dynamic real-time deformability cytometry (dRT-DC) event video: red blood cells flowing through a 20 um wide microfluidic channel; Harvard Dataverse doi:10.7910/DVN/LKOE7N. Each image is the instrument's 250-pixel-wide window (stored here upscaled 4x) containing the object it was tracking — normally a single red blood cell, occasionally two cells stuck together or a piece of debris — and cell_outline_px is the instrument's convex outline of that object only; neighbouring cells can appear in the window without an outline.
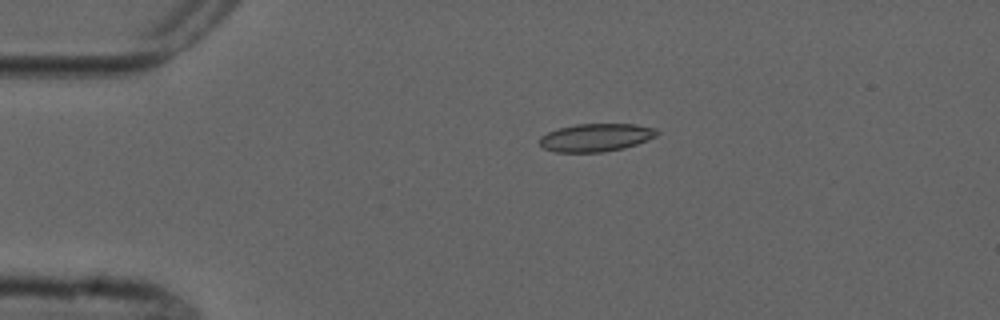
{"species": "common noctule bat (a hibernating species)", "species_latin": "Nyctalus noctula", "temperature_condition": "cold", "stored_images_in_passage": 4, "camera_frame_rate_fps": 3000, "um_per_image_px": 0.085, "animal": {"sex": "male", "forearm_length_mm": 52.5}, "frame": {"image": 1, "passage_image": 3, "time_ms": 3.0, "image_size_px": [1000, 320], "cell_outline_px": [[660, 132], [656, 136], [648, 140], [624, 148], [604, 152], [556, 152], [544, 148], [540, 144], [540, 136], [548, 132], [560, 128], [576, 124], [636, 124], [656, 128]], "centroid_in_image_um": [50.69, 11.69], "position_along_channel_um": 34.3, "area_um2": 19.13}}